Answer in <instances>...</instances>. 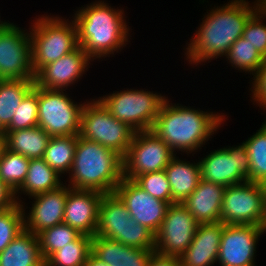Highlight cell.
<instances>
[{
    "mask_svg": "<svg viewBox=\"0 0 266 266\" xmlns=\"http://www.w3.org/2000/svg\"><path fill=\"white\" fill-rule=\"evenodd\" d=\"M259 9L246 0H232L223 6H215L204 15L202 23L185 48L186 61L199 65L227 54L240 37L249 18Z\"/></svg>",
    "mask_w": 266,
    "mask_h": 266,
    "instance_id": "1",
    "label": "cell"
},
{
    "mask_svg": "<svg viewBox=\"0 0 266 266\" xmlns=\"http://www.w3.org/2000/svg\"><path fill=\"white\" fill-rule=\"evenodd\" d=\"M223 114V115H221ZM193 109L181 104L173 105L167 99L156 117L152 132L161 138L171 149L189 155L204 147L213 134L224 123V113Z\"/></svg>",
    "mask_w": 266,
    "mask_h": 266,
    "instance_id": "2",
    "label": "cell"
},
{
    "mask_svg": "<svg viewBox=\"0 0 266 266\" xmlns=\"http://www.w3.org/2000/svg\"><path fill=\"white\" fill-rule=\"evenodd\" d=\"M75 12L72 19L77 27L78 44L93 61L118 53L130 42L123 9L99 0Z\"/></svg>",
    "mask_w": 266,
    "mask_h": 266,
    "instance_id": "3",
    "label": "cell"
},
{
    "mask_svg": "<svg viewBox=\"0 0 266 266\" xmlns=\"http://www.w3.org/2000/svg\"><path fill=\"white\" fill-rule=\"evenodd\" d=\"M68 184L72 189L114 193L123 178V158L115 151L77 135Z\"/></svg>",
    "mask_w": 266,
    "mask_h": 266,
    "instance_id": "4",
    "label": "cell"
},
{
    "mask_svg": "<svg viewBox=\"0 0 266 266\" xmlns=\"http://www.w3.org/2000/svg\"><path fill=\"white\" fill-rule=\"evenodd\" d=\"M41 15L29 29L32 69L36 74L45 65L57 61L75 50L78 44L77 27L73 19Z\"/></svg>",
    "mask_w": 266,
    "mask_h": 266,
    "instance_id": "5",
    "label": "cell"
},
{
    "mask_svg": "<svg viewBox=\"0 0 266 266\" xmlns=\"http://www.w3.org/2000/svg\"><path fill=\"white\" fill-rule=\"evenodd\" d=\"M166 99L161 93L134 88L113 91L98 98L117 120L128 124L135 131L152 129Z\"/></svg>",
    "mask_w": 266,
    "mask_h": 266,
    "instance_id": "6",
    "label": "cell"
},
{
    "mask_svg": "<svg viewBox=\"0 0 266 266\" xmlns=\"http://www.w3.org/2000/svg\"><path fill=\"white\" fill-rule=\"evenodd\" d=\"M135 130L117 120L98 100L84 102L79 136L107 147L122 158L126 155Z\"/></svg>",
    "mask_w": 266,
    "mask_h": 266,
    "instance_id": "7",
    "label": "cell"
},
{
    "mask_svg": "<svg viewBox=\"0 0 266 266\" xmlns=\"http://www.w3.org/2000/svg\"><path fill=\"white\" fill-rule=\"evenodd\" d=\"M64 91L37 86L38 126L51 137L80 133L84 103H75Z\"/></svg>",
    "mask_w": 266,
    "mask_h": 266,
    "instance_id": "8",
    "label": "cell"
},
{
    "mask_svg": "<svg viewBox=\"0 0 266 266\" xmlns=\"http://www.w3.org/2000/svg\"><path fill=\"white\" fill-rule=\"evenodd\" d=\"M266 205L262 184L246 181L225 188L220 221L226 225L261 226Z\"/></svg>",
    "mask_w": 266,
    "mask_h": 266,
    "instance_id": "9",
    "label": "cell"
},
{
    "mask_svg": "<svg viewBox=\"0 0 266 266\" xmlns=\"http://www.w3.org/2000/svg\"><path fill=\"white\" fill-rule=\"evenodd\" d=\"M176 154L152 130L135 131L126 155L123 157V177L137 176L165 170Z\"/></svg>",
    "mask_w": 266,
    "mask_h": 266,
    "instance_id": "10",
    "label": "cell"
},
{
    "mask_svg": "<svg viewBox=\"0 0 266 266\" xmlns=\"http://www.w3.org/2000/svg\"><path fill=\"white\" fill-rule=\"evenodd\" d=\"M28 30L0 20V79H34Z\"/></svg>",
    "mask_w": 266,
    "mask_h": 266,
    "instance_id": "11",
    "label": "cell"
},
{
    "mask_svg": "<svg viewBox=\"0 0 266 266\" xmlns=\"http://www.w3.org/2000/svg\"><path fill=\"white\" fill-rule=\"evenodd\" d=\"M201 179L225 187L250 181V161L244 143L210 152L198 161Z\"/></svg>",
    "mask_w": 266,
    "mask_h": 266,
    "instance_id": "12",
    "label": "cell"
},
{
    "mask_svg": "<svg viewBox=\"0 0 266 266\" xmlns=\"http://www.w3.org/2000/svg\"><path fill=\"white\" fill-rule=\"evenodd\" d=\"M198 224L182 204H171L155 233V252L179 257L193 241Z\"/></svg>",
    "mask_w": 266,
    "mask_h": 266,
    "instance_id": "13",
    "label": "cell"
},
{
    "mask_svg": "<svg viewBox=\"0 0 266 266\" xmlns=\"http://www.w3.org/2000/svg\"><path fill=\"white\" fill-rule=\"evenodd\" d=\"M262 234L261 226L224 224L217 262L220 266H255Z\"/></svg>",
    "mask_w": 266,
    "mask_h": 266,
    "instance_id": "14",
    "label": "cell"
},
{
    "mask_svg": "<svg viewBox=\"0 0 266 266\" xmlns=\"http://www.w3.org/2000/svg\"><path fill=\"white\" fill-rule=\"evenodd\" d=\"M115 193L125 203L135 222L145 225L154 234L158 231L170 206L169 203L152 197L134 180L124 177L116 187Z\"/></svg>",
    "mask_w": 266,
    "mask_h": 266,
    "instance_id": "15",
    "label": "cell"
},
{
    "mask_svg": "<svg viewBox=\"0 0 266 266\" xmlns=\"http://www.w3.org/2000/svg\"><path fill=\"white\" fill-rule=\"evenodd\" d=\"M90 61L93 60L78 46L72 52L64 55L57 61L42 67L34 77L35 85L40 88L68 90L86 74Z\"/></svg>",
    "mask_w": 266,
    "mask_h": 266,
    "instance_id": "16",
    "label": "cell"
},
{
    "mask_svg": "<svg viewBox=\"0 0 266 266\" xmlns=\"http://www.w3.org/2000/svg\"><path fill=\"white\" fill-rule=\"evenodd\" d=\"M103 193L95 190H77L68 185L63 223L78 233L94 237L98 226L99 204Z\"/></svg>",
    "mask_w": 266,
    "mask_h": 266,
    "instance_id": "17",
    "label": "cell"
},
{
    "mask_svg": "<svg viewBox=\"0 0 266 266\" xmlns=\"http://www.w3.org/2000/svg\"><path fill=\"white\" fill-rule=\"evenodd\" d=\"M64 184L56 190L29 197L35 201L28 214L23 206L25 230L38 235L50 227L63 223L68 195V185L66 182Z\"/></svg>",
    "mask_w": 266,
    "mask_h": 266,
    "instance_id": "18",
    "label": "cell"
},
{
    "mask_svg": "<svg viewBox=\"0 0 266 266\" xmlns=\"http://www.w3.org/2000/svg\"><path fill=\"white\" fill-rule=\"evenodd\" d=\"M224 224H198L193 241L179 256L181 266H213L217 264Z\"/></svg>",
    "mask_w": 266,
    "mask_h": 266,
    "instance_id": "19",
    "label": "cell"
},
{
    "mask_svg": "<svg viewBox=\"0 0 266 266\" xmlns=\"http://www.w3.org/2000/svg\"><path fill=\"white\" fill-rule=\"evenodd\" d=\"M225 186L200 179L182 205L201 223L220 222Z\"/></svg>",
    "mask_w": 266,
    "mask_h": 266,
    "instance_id": "20",
    "label": "cell"
},
{
    "mask_svg": "<svg viewBox=\"0 0 266 266\" xmlns=\"http://www.w3.org/2000/svg\"><path fill=\"white\" fill-rule=\"evenodd\" d=\"M155 250L126 246L118 241L94 236L92 253L109 266H147Z\"/></svg>",
    "mask_w": 266,
    "mask_h": 266,
    "instance_id": "21",
    "label": "cell"
},
{
    "mask_svg": "<svg viewBox=\"0 0 266 266\" xmlns=\"http://www.w3.org/2000/svg\"><path fill=\"white\" fill-rule=\"evenodd\" d=\"M130 217L125 203L115 192L104 194L99 204L96 236L124 244V227Z\"/></svg>",
    "mask_w": 266,
    "mask_h": 266,
    "instance_id": "22",
    "label": "cell"
},
{
    "mask_svg": "<svg viewBox=\"0 0 266 266\" xmlns=\"http://www.w3.org/2000/svg\"><path fill=\"white\" fill-rule=\"evenodd\" d=\"M171 187L172 204L180 203L191 195L201 179L199 163H190L176 155L165 168Z\"/></svg>",
    "mask_w": 266,
    "mask_h": 266,
    "instance_id": "23",
    "label": "cell"
},
{
    "mask_svg": "<svg viewBox=\"0 0 266 266\" xmlns=\"http://www.w3.org/2000/svg\"><path fill=\"white\" fill-rule=\"evenodd\" d=\"M0 266H45L38 236L22 231L0 253Z\"/></svg>",
    "mask_w": 266,
    "mask_h": 266,
    "instance_id": "24",
    "label": "cell"
},
{
    "mask_svg": "<svg viewBox=\"0 0 266 266\" xmlns=\"http://www.w3.org/2000/svg\"><path fill=\"white\" fill-rule=\"evenodd\" d=\"M60 175L43 158L30 159L25 181L15 192L16 202L23 204L19 194L34 195L58 189L63 185ZM18 195V196H17Z\"/></svg>",
    "mask_w": 266,
    "mask_h": 266,
    "instance_id": "25",
    "label": "cell"
},
{
    "mask_svg": "<svg viewBox=\"0 0 266 266\" xmlns=\"http://www.w3.org/2000/svg\"><path fill=\"white\" fill-rule=\"evenodd\" d=\"M6 148L29 159L43 158L51 136L41 127L5 131Z\"/></svg>",
    "mask_w": 266,
    "mask_h": 266,
    "instance_id": "26",
    "label": "cell"
},
{
    "mask_svg": "<svg viewBox=\"0 0 266 266\" xmlns=\"http://www.w3.org/2000/svg\"><path fill=\"white\" fill-rule=\"evenodd\" d=\"M34 79H0V125L6 129L24 97L34 88Z\"/></svg>",
    "mask_w": 266,
    "mask_h": 266,
    "instance_id": "27",
    "label": "cell"
},
{
    "mask_svg": "<svg viewBox=\"0 0 266 266\" xmlns=\"http://www.w3.org/2000/svg\"><path fill=\"white\" fill-rule=\"evenodd\" d=\"M77 136L51 137L43 159L60 176L69 173L73 164Z\"/></svg>",
    "mask_w": 266,
    "mask_h": 266,
    "instance_id": "28",
    "label": "cell"
},
{
    "mask_svg": "<svg viewBox=\"0 0 266 266\" xmlns=\"http://www.w3.org/2000/svg\"><path fill=\"white\" fill-rule=\"evenodd\" d=\"M92 238L80 234L74 241L54 252L45 261V266H85L92 252Z\"/></svg>",
    "mask_w": 266,
    "mask_h": 266,
    "instance_id": "29",
    "label": "cell"
},
{
    "mask_svg": "<svg viewBox=\"0 0 266 266\" xmlns=\"http://www.w3.org/2000/svg\"><path fill=\"white\" fill-rule=\"evenodd\" d=\"M264 122L254 135L243 142L249 154L250 181L260 184L266 180V121Z\"/></svg>",
    "mask_w": 266,
    "mask_h": 266,
    "instance_id": "30",
    "label": "cell"
},
{
    "mask_svg": "<svg viewBox=\"0 0 266 266\" xmlns=\"http://www.w3.org/2000/svg\"><path fill=\"white\" fill-rule=\"evenodd\" d=\"M228 63L236 70L254 75L263 62L264 57L243 37L238 38L225 55Z\"/></svg>",
    "mask_w": 266,
    "mask_h": 266,
    "instance_id": "31",
    "label": "cell"
},
{
    "mask_svg": "<svg viewBox=\"0 0 266 266\" xmlns=\"http://www.w3.org/2000/svg\"><path fill=\"white\" fill-rule=\"evenodd\" d=\"M30 159L5 149L0 159V179L14 193L26 179Z\"/></svg>",
    "mask_w": 266,
    "mask_h": 266,
    "instance_id": "32",
    "label": "cell"
},
{
    "mask_svg": "<svg viewBox=\"0 0 266 266\" xmlns=\"http://www.w3.org/2000/svg\"><path fill=\"white\" fill-rule=\"evenodd\" d=\"M79 235L80 233L65 223L39 233L37 236L43 259L46 261L54 252L74 241Z\"/></svg>",
    "mask_w": 266,
    "mask_h": 266,
    "instance_id": "33",
    "label": "cell"
},
{
    "mask_svg": "<svg viewBox=\"0 0 266 266\" xmlns=\"http://www.w3.org/2000/svg\"><path fill=\"white\" fill-rule=\"evenodd\" d=\"M24 230L23 204L0 211V253Z\"/></svg>",
    "mask_w": 266,
    "mask_h": 266,
    "instance_id": "34",
    "label": "cell"
},
{
    "mask_svg": "<svg viewBox=\"0 0 266 266\" xmlns=\"http://www.w3.org/2000/svg\"><path fill=\"white\" fill-rule=\"evenodd\" d=\"M38 126L37 86L24 97L5 131L28 129Z\"/></svg>",
    "mask_w": 266,
    "mask_h": 266,
    "instance_id": "35",
    "label": "cell"
},
{
    "mask_svg": "<svg viewBox=\"0 0 266 266\" xmlns=\"http://www.w3.org/2000/svg\"><path fill=\"white\" fill-rule=\"evenodd\" d=\"M134 181L152 197L172 204L171 187L165 170L139 175Z\"/></svg>",
    "mask_w": 266,
    "mask_h": 266,
    "instance_id": "36",
    "label": "cell"
},
{
    "mask_svg": "<svg viewBox=\"0 0 266 266\" xmlns=\"http://www.w3.org/2000/svg\"><path fill=\"white\" fill-rule=\"evenodd\" d=\"M266 15L259 8L245 25L242 37L251 43L255 49L266 58ZM264 21V22H263Z\"/></svg>",
    "mask_w": 266,
    "mask_h": 266,
    "instance_id": "37",
    "label": "cell"
},
{
    "mask_svg": "<svg viewBox=\"0 0 266 266\" xmlns=\"http://www.w3.org/2000/svg\"><path fill=\"white\" fill-rule=\"evenodd\" d=\"M124 245L155 250V234L130 217V222H127L124 227Z\"/></svg>",
    "mask_w": 266,
    "mask_h": 266,
    "instance_id": "38",
    "label": "cell"
},
{
    "mask_svg": "<svg viewBox=\"0 0 266 266\" xmlns=\"http://www.w3.org/2000/svg\"><path fill=\"white\" fill-rule=\"evenodd\" d=\"M251 82L252 89L250 91L253 95L251 97L253 102H256L255 104L266 110V58L263 59Z\"/></svg>",
    "mask_w": 266,
    "mask_h": 266,
    "instance_id": "39",
    "label": "cell"
},
{
    "mask_svg": "<svg viewBox=\"0 0 266 266\" xmlns=\"http://www.w3.org/2000/svg\"><path fill=\"white\" fill-rule=\"evenodd\" d=\"M15 193L6 184H4L0 179V211L8 209L9 207L15 205Z\"/></svg>",
    "mask_w": 266,
    "mask_h": 266,
    "instance_id": "40",
    "label": "cell"
},
{
    "mask_svg": "<svg viewBox=\"0 0 266 266\" xmlns=\"http://www.w3.org/2000/svg\"><path fill=\"white\" fill-rule=\"evenodd\" d=\"M147 266H181L179 257L164 256L157 252L151 255Z\"/></svg>",
    "mask_w": 266,
    "mask_h": 266,
    "instance_id": "41",
    "label": "cell"
},
{
    "mask_svg": "<svg viewBox=\"0 0 266 266\" xmlns=\"http://www.w3.org/2000/svg\"><path fill=\"white\" fill-rule=\"evenodd\" d=\"M85 266H109L98 259L92 252L89 254Z\"/></svg>",
    "mask_w": 266,
    "mask_h": 266,
    "instance_id": "42",
    "label": "cell"
},
{
    "mask_svg": "<svg viewBox=\"0 0 266 266\" xmlns=\"http://www.w3.org/2000/svg\"><path fill=\"white\" fill-rule=\"evenodd\" d=\"M6 149V134H0V159Z\"/></svg>",
    "mask_w": 266,
    "mask_h": 266,
    "instance_id": "43",
    "label": "cell"
},
{
    "mask_svg": "<svg viewBox=\"0 0 266 266\" xmlns=\"http://www.w3.org/2000/svg\"><path fill=\"white\" fill-rule=\"evenodd\" d=\"M261 230L262 232L266 233V205H265V212H264V218H263V221H262V224H261Z\"/></svg>",
    "mask_w": 266,
    "mask_h": 266,
    "instance_id": "44",
    "label": "cell"
},
{
    "mask_svg": "<svg viewBox=\"0 0 266 266\" xmlns=\"http://www.w3.org/2000/svg\"><path fill=\"white\" fill-rule=\"evenodd\" d=\"M266 0H255L253 3L251 4H254L255 6L257 7H261L263 5V3L265 2Z\"/></svg>",
    "mask_w": 266,
    "mask_h": 266,
    "instance_id": "45",
    "label": "cell"
},
{
    "mask_svg": "<svg viewBox=\"0 0 266 266\" xmlns=\"http://www.w3.org/2000/svg\"><path fill=\"white\" fill-rule=\"evenodd\" d=\"M260 9L263 11V13L266 15V1L263 3V5L260 7Z\"/></svg>",
    "mask_w": 266,
    "mask_h": 266,
    "instance_id": "46",
    "label": "cell"
},
{
    "mask_svg": "<svg viewBox=\"0 0 266 266\" xmlns=\"http://www.w3.org/2000/svg\"><path fill=\"white\" fill-rule=\"evenodd\" d=\"M262 187H263L264 193L266 195V180L262 183Z\"/></svg>",
    "mask_w": 266,
    "mask_h": 266,
    "instance_id": "47",
    "label": "cell"
},
{
    "mask_svg": "<svg viewBox=\"0 0 266 266\" xmlns=\"http://www.w3.org/2000/svg\"><path fill=\"white\" fill-rule=\"evenodd\" d=\"M5 133V129L0 125V134H4Z\"/></svg>",
    "mask_w": 266,
    "mask_h": 266,
    "instance_id": "48",
    "label": "cell"
}]
</instances>
